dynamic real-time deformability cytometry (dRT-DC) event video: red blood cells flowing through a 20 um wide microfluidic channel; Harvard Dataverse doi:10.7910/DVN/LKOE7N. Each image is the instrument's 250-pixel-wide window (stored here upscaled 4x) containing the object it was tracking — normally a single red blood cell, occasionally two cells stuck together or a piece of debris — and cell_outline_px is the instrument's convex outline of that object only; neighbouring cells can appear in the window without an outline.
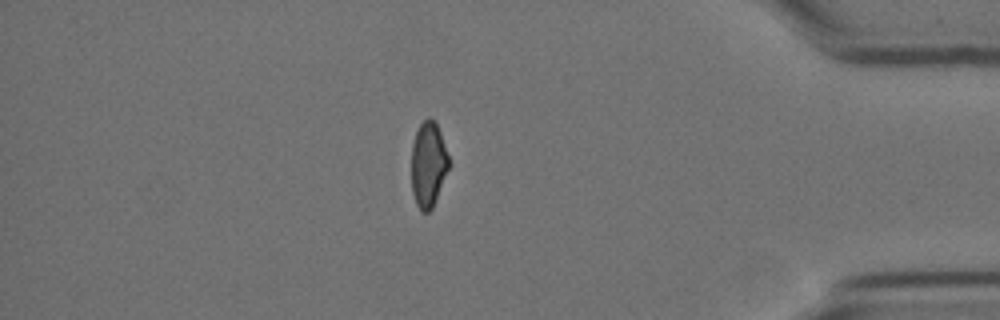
{"species": "Egyptian fruit bat (a non-hibernating species)", "species_latin": "Rousettus aegyptiacus", "temperature_condition": "cold", "stored_images_in_passage": 14, "segment_of_instrument_passage": [2, 2], "camera_frame_rate_fps": 3000, "um_per_image_px": 0.085, "animal": {"sex": "female"}, "frame": {"image": 1, "passage_image": 14, "time_ms": 17.333, "image_size_px": [1000, 320], "cell_outline_px": [[448, 168], [432, 208], [428, 212], [420, 212], [416, 204], [412, 192], [412, 144], [416, 132], [420, 124], [428, 116], [436, 124], [440, 132], [448, 156]], "centroid_in_image_um": [36.38, 13.99], "position_along_channel_um": 398.8, "area_um2": 18.21}}